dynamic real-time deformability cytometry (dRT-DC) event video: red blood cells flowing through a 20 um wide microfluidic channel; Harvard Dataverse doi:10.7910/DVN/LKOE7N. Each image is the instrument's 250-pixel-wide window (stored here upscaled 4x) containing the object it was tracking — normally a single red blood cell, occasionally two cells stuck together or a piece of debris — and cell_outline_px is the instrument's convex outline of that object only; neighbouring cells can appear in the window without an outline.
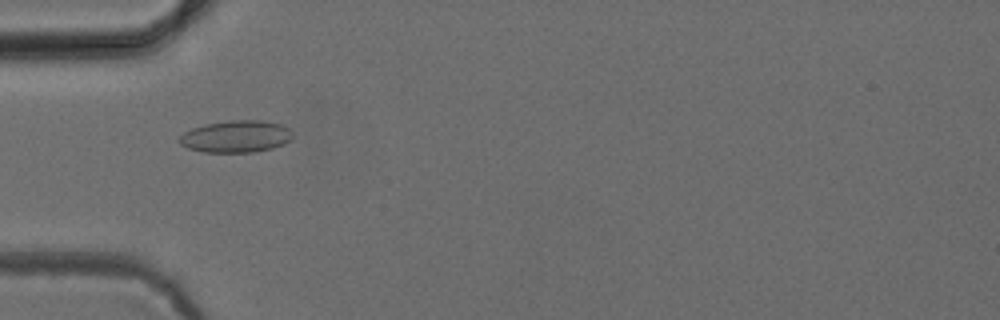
{"species": "common noctule bat (a hibernating species)", "species_latin": "Nyctalus noctula", "temperature_condition": "cold", "stored_images_in_passage": 4, "camera_frame_rate_fps": 3000, "um_per_image_px": 0.085, "animal": {"sex": "female", "body_mass_g": 24.6, "forearm_length_mm": 56.2}, "frame": {"image": 1, "passage_image": 3, "time_ms": 2.333, "image_size_px": [1000, 320], "cell_outline_px": [[292, 140], [284, 144], [272, 148], [252, 152], [204, 152], [188, 148], [180, 144], [180, 136], [184, 132], [192, 128], [204, 124], [232, 120], [264, 120], [280, 124], [288, 128], [292, 132]], "centroid_in_image_um": [20.08, 11.59], "position_along_channel_um": 64.9, "area_um2": 21.15}}
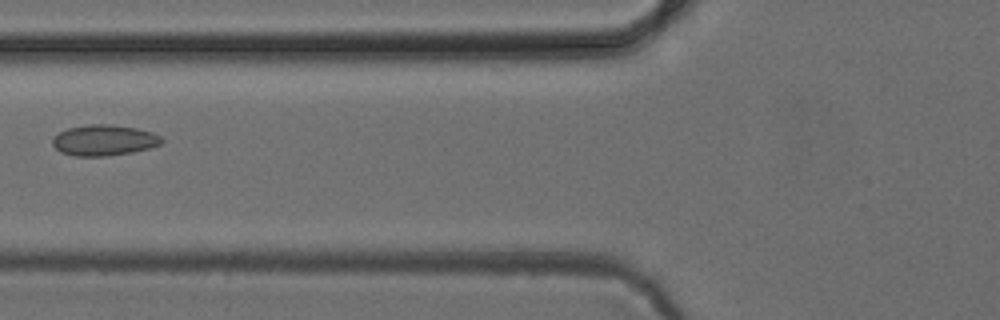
{"frame": {"image": 2, "passage_image": 4, "time_ms": 3.667, "image_size_px": [1000, 320], "cell_outline_px": [[164, 140], [160, 144], [148, 148], [132, 152], [108, 156], [76, 156], [60, 152], [52, 144], [52, 140], [60, 132], [68, 128], [92, 124], [112, 124], [136, 128], [152, 132], [160, 136]], "centroid_in_image_um": [8.85, 11.92], "position_along_channel_um": 117.0, "area_um2": 19.48}}